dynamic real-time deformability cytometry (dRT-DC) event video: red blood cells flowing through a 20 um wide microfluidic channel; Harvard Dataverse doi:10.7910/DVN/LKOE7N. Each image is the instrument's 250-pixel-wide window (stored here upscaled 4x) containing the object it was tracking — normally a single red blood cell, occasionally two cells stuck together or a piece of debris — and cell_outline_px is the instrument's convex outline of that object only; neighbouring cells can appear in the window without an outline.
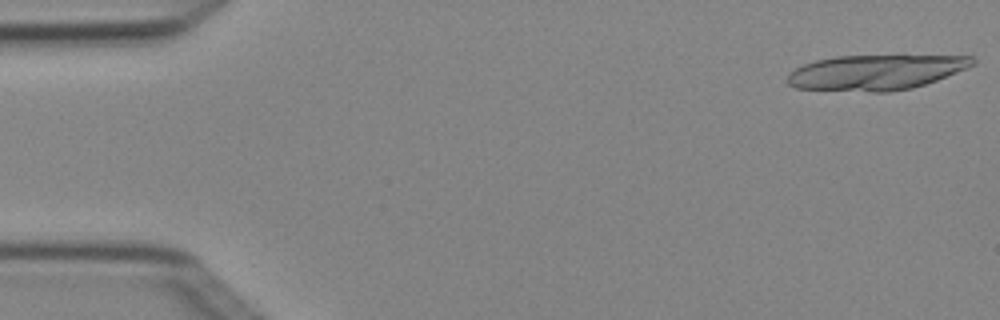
{"species": "Egyptian fruit bat (a non-hibernating species)", "species_latin": "Rousettus aegyptiacus", "temperature_condition": "cold", "stored_images_in_passage": 7, "camera_frame_rate_fps": 3000, "um_per_image_px": 0.085, "animal": {"sex": "female"}, "frame": {"image": 1, "passage_image": 1, "time_ms": 0.0, "image_size_px": [1000, 320], "cell_outline_px": [[976, 64], [936, 80], [912, 88], [888, 92], [872, 92], [796, 88], [788, 84], [788, 72], [804, 64], [816, 60], [836, 56], [972, 56], [976, 60]], "centroid_in_image_um": [74.42, 6.15], "position_along_channel_um": 10.6, "area_um2": 37.69}}
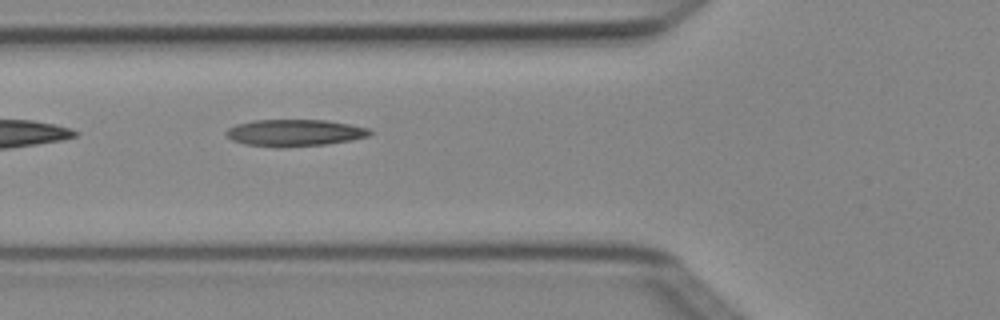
{"frame": {"image": 2, "passage_image": 5, "time_ms": 1.333, "image_size_px": [1000, 320], "cell_outline_px": [[372, 132], [368, 136], [352, 140], [324, 144], [284, 148], [276, 148], [244, 144], [232, 140], [224, 132], [228, 128], [236, 124], [252, 120], [324, 120], [348, 124], [368, 128]], "centroid_in_image_um": [24.99, 11.3], "position_along_channel_um": 100.8, "area_um2": 22.54}}
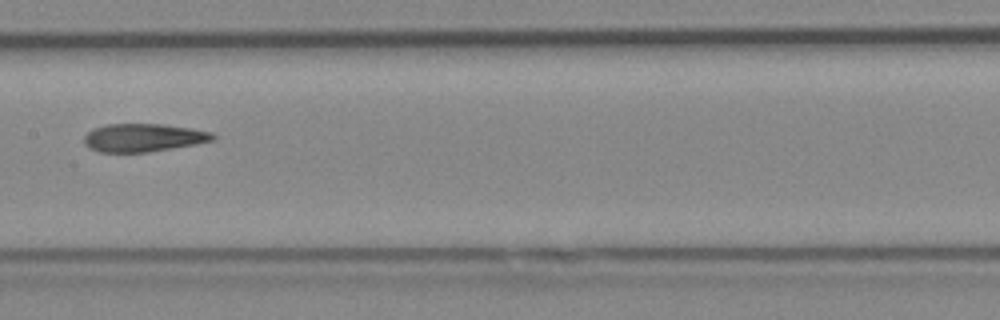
{"frame": {"image": 3, "passage_image": 7, "time_ms": 2.0, "image_size_px": [1000, 320], "cell_outline_px": [[216, 136], [212, 140], [172, 148], [148, 152], [100, 152], [88, 148], [84, 144], [84, 136], [92, 128], [108, 124], [164, 124], [192, 128], [212, 132]], "centroid_in_image_um": [12.14, 11.69], "position_along_channel_um": 195.3, "area_um2": 21.04}}